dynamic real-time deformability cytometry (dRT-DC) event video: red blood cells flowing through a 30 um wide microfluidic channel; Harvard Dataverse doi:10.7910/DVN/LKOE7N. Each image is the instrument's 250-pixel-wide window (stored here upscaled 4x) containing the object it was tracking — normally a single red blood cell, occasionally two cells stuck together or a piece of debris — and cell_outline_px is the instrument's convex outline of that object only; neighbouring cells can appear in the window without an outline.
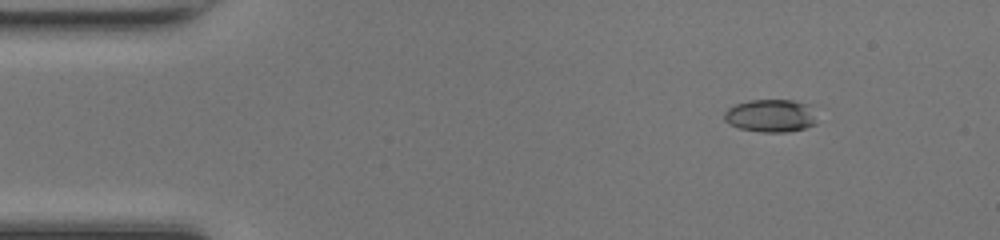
{"species": "common noctule bat (a hibernating species)", "species_latin": "Nyctalus noctula", "temperature_condition": "room temperature", "stored_images_in_passage": 49, "camera_frame_rate_fps": 3000, "um_per_image_px": 0.085, "animal": {"sex": "female", "body_mass_g": 17.0, "forearm_length_mm": 48.0}, "frame": {"image": 1, "passage_image": 6, "time_ms": 1.667, "image_size_px": [1000, 240], "cell_outline_px": [[816, 124], [804, 128], [788, 132], [760, 132], [740, 128], [728, 124], [724, 120], [724, 112], [728, 108], [736, 104], [752, 100], [792, 100], [808, 104]], "centroid_in_image_um": [65.46, 9.84], "position_along_channel_um": 19.5, "area_um2": 17.51}}
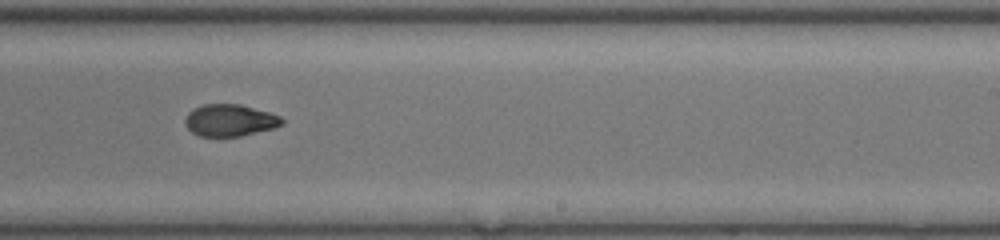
{"frame": {"image": 2, "passage_image": 30, "time_ms": 9.667, "image_size_px": [1000, 240], "cell_outline_px": [[284, 124], [272, 128], [240, 136], [200, 136], [192, 132], [184, 124], [184, 120], [188, 112], [192, 108], [204, 104], [240, 104], [272, 112], [280, 116], [284, 120]], "centroid_in_image_um": [19.53, 10.21], "position_along_channel_um": 269.5, "area_um2": 18.15}}
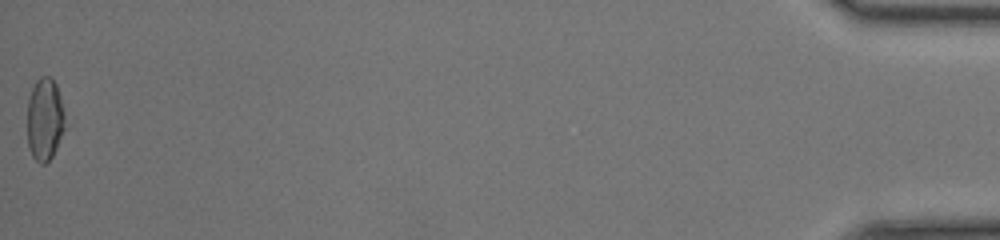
{"frame": {"image": 3, "passage_image": 49, "time_ms": 16.0, "image_size_px": [1000, 240], "cell_outline_px": [[64, 128], [56, 148], [52, 156], [44, 164], [40, 164], [32, 156], [28, 148], [28, 100], [32, 88], [36, 80], [40, 76], [48, 76], [56, 84], [60, 96], [64, 112]], "centroid_in_image_um": [3.79, 10.14], "position_along_channel_um": 431.4, "area_um2": 17.98}, "authors_computed_cell_mechanics": {"area_um2": 18.3804, "velocity_mm_per_s": 4.2694, "shape_relaxation_time_tau1_ms": 4.6339, "shape_relaxation_time_tau2_ms": 2.7699, "deformation_change_tau1": 0.1975, "deformation_change_tau2": 0.0813}}